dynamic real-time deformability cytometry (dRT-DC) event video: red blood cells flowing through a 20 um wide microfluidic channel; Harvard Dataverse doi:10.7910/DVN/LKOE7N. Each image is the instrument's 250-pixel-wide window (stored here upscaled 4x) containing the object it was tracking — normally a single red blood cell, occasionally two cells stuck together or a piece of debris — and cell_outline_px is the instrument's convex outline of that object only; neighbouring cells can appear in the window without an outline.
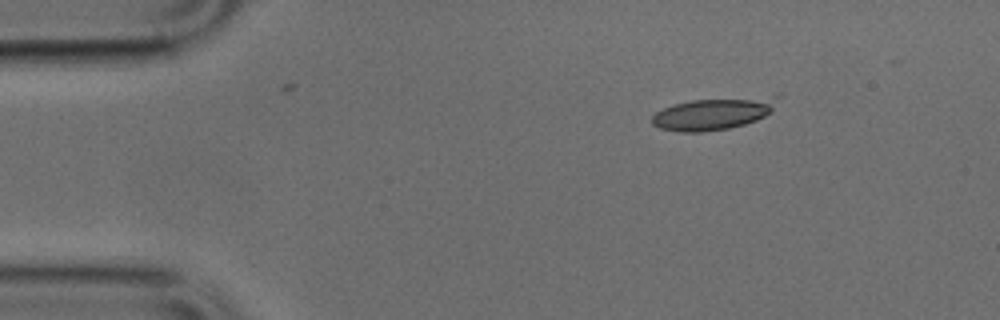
{"species": "common noctule bat (a hibernating species)", "species_latin": "Nyctalus noctula", "temperature_condition": "cold", "stored_images_in_passage": 3, "camera_frame_rate_fps": 3000, "um_per_image_px": 0.085, "animal": {"sex": "male", "body_mass_g": 17.9, "forearm_length_mm": 54.2}, "frame": {"image": 1, "passage_image": 1, "time_ms": 0.0, "image_size_px": [1000, 320], "cell_outline_px": [[780, 96], [772, 108], [764, 116], [756, 120], [744, 124], [728, 128], [700, 132], [680, 132], [660, 128], [652, 124], [652, 116], [656, 112], [672, 104], [692, 100], [780, 92]], "centroid_in_image_um": [60.73, 9.59], "position_along_channel_um": 24.3, "area_um2": 24.22}}